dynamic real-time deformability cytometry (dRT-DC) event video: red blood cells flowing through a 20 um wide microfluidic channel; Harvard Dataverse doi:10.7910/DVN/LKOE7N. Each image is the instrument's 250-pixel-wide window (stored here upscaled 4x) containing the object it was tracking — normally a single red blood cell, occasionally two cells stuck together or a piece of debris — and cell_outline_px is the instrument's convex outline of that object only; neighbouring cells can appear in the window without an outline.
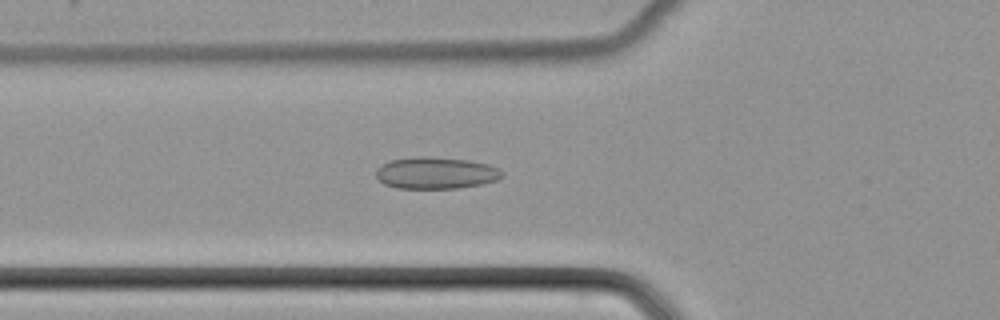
{"species": "common noctule bat (a hibernating species)", "species_latin": "Nyctalus noctula", "temperature_condition": "cold", "stored_images_in_passage": 46, "camera_frame_rate_fps": 3000, "um_per_image_px": 0.085, "animal": {"sex": "female", "body_mass_g": 22.7, "forearm_length_mm": 54.2}, "frame": {"image": 1, "passage_image": 14, "time_ms": 4.333, "image_size_px": [1000, 320], "cell_outline_px": [[504, 176], [496, 180], [480, 184], [456, 188], [396, 188], [384, 184], [376, 176], [376, 168], [380, 164], [392, 160], [416, 156], [428, 156], [468, 160], [488, 164], [504, 172]], "centroid_in_image_um": [37.02, 14.69], "position_along_channel_um": 88.8, "area_um2": 23.35}}
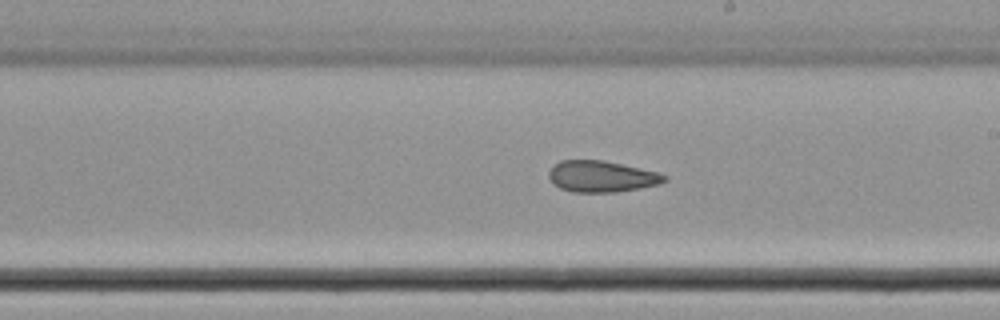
{"frame": {"image": 2, "passage_image": 25, "time_ms": 8.0, "image_size_px": [1000, 320], "cell_outline_px": [[668, 180], [660, 184], [640, 188], [616, 192], [572, 192], [560, 188], [552, 184], [548, 176], [548, 172], [552, 164], [560, 160], [604, 160], [660, 172], [668, 176]], "centroid_in_image_um": [51.13, 14.99], "position_along_channel_um": 237.9, "area_um2": 21.5}}
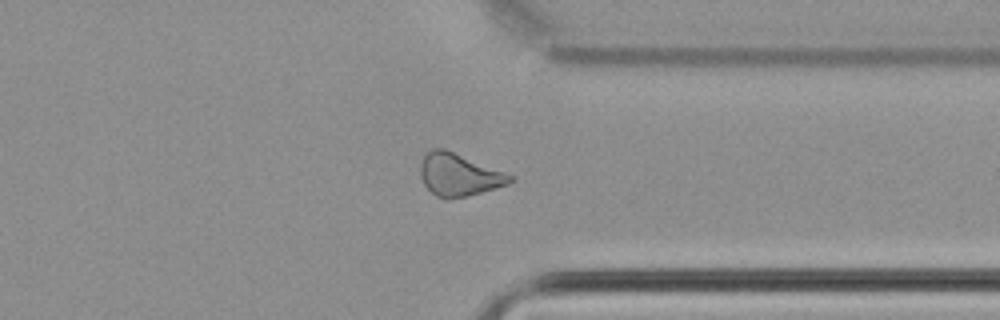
{"frame": {"image": 3, "passage_image": 35, "time_ms": 11.333, "image_size_px": [1000, 320], "cell_outline_px": [[516, 176], [508, 184], [496, 188], [468, 196], [448, 200], [436, 196], [424, 184], [420, 176], [420, 164], [424, 156], [432, 148], [444, 148]], "centroid_in_image_um": [39.01, 14.86], "position_along_channel_um": 372.4, "area_um2": 22.31}}